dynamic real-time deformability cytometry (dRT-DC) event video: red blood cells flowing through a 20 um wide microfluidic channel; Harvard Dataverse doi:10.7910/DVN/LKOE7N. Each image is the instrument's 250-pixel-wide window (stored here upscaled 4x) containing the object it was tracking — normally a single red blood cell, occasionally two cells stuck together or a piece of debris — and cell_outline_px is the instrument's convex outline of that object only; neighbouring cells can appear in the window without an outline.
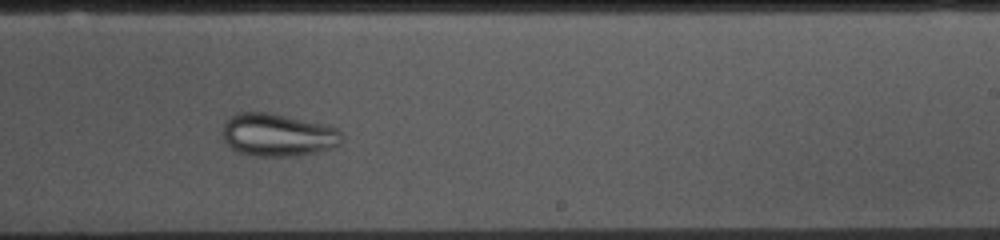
{"species": "common noctule bat (a hibernating species)", "species_latin": "Nyctalus noctula", "temperature_condition": "cold", "stored_images_in_passage": 54, "camera_frame_rate_fps": 3000, "um_per_image_px": 0.085, "animal": {"sex": "female", "body_mass_g": 10.0, "forearm_length_mm": 53.1}, "frame": {"image": 1, "passage_image": 32, "time_ms": 10.333, "image_size_px": [1000, 240], "cell_outline_px": [[340, 144], [336, 148], [316, 152], [292, 156], [252, 156], [236, 152], [224, 140], [224, 124], [236, 112], [268, 112], [324, 124], [336, 128], [340, 132]], "centroid_in_image_um": [23.61, 11.48], "position_along_channel_um": 265.4, "area_um2": 29.59}}
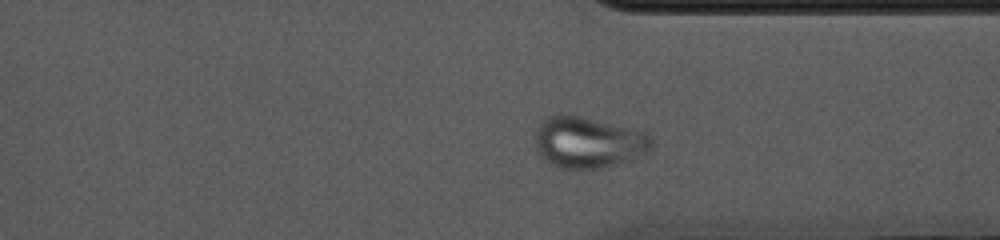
{"frame": {"image": 2, "passage_image": 40, "time_ms": 13.0, "image_size_px": [1000, 240], "cell_outline_px": [[652, 148], [648, 152], [616, 164], [604, 168], [572, 172], [560, 168], [544, 160], [536, 152], [536, 128], [544, 116], [580, 116], [636, 128], [648, 132], [652, 136]], "centroid_in_image_um": [50.0, 12.13], "position_along_channel_um": 361.4, "area_um2": 35.55}}
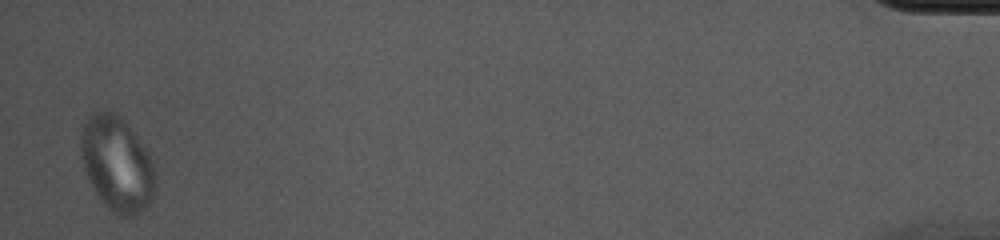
{"frame": {"image": 3, "passage_image": 53, "time_ms": 17.333, "image_size_px": [1000, 240], "cell_outline_px": [[152, 196], [148, 204], [144, 208], [132, 216], [120, 216], [112, 212], [100, 200], [84, 168], [80, 156], [80, 136], [84, 124], [88, 116], [96, 112], [112, 112], [124, 120], [148, 152], [152, 160]], "centroid_in_image_um": [9.89, 13.92], "position_along_channel_um": 425.3, "area_um2": 40.11}}